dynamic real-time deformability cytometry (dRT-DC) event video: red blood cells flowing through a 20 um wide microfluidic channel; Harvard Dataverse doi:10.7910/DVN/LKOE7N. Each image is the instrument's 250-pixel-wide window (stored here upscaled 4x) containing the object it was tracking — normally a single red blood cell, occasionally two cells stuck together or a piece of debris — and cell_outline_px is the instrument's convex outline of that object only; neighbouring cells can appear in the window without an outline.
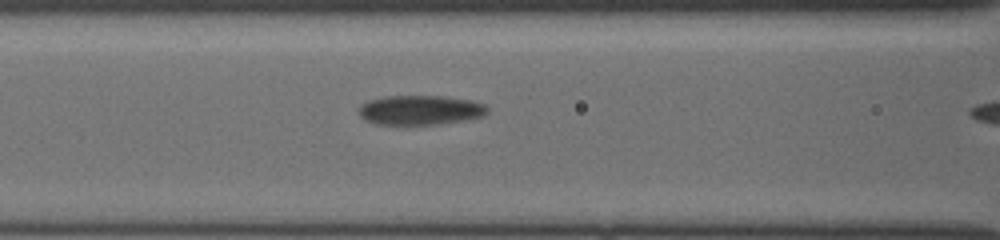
{"species": "common noctule bat (a hibernating species)", "species_latin": "Nyctalus noctula", "temperature_condition": "cold", "stored_images_in_passage": 26, "camera_frame_rate_fps": 3000, "um_per_image_px": 0.085, "animal": {"sex": "female", "body_mass_g": 19.5, "forearm_length_mm": 54.1}, "frame": {"image": 1, "passage_image": 3, "time_ms": 0.667, "image_size_px": [1000, 240], "cell_outline_px": [[488, 112], [484, 116], [436, 124], [404, 128], [376, 124], [360, 116], [360, 104], [372, 100], [388, 96], [444, 96], [472, 100], [484, 104], [488, 108]], "centroid_in_image_um": [35.71, 9.39], "position_along_channel_um": 130.9, "area_um2": 22.66}}
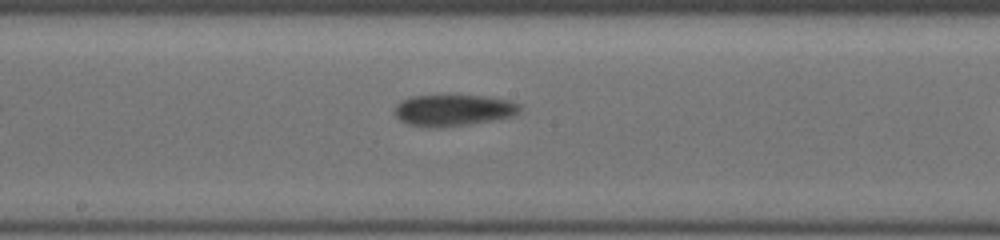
{"frame": {"image": 2, "passage_image": 10, "time_ms": 2.667, "image_size_px": [1000, 240], "cell_outline_px": [[520, 108], [516, 112], [508, 116], [468, 124], [440, 128], [420, 128], [408, 124], [400, 120], [396, 116], [396, 104], [412, 96], [484, 96], [508, 100], [520, 104]], "centroid_in_image_um": [38.45, 9.38], "position_along_channel_um": 209.7, "area_um2": 22.48}}
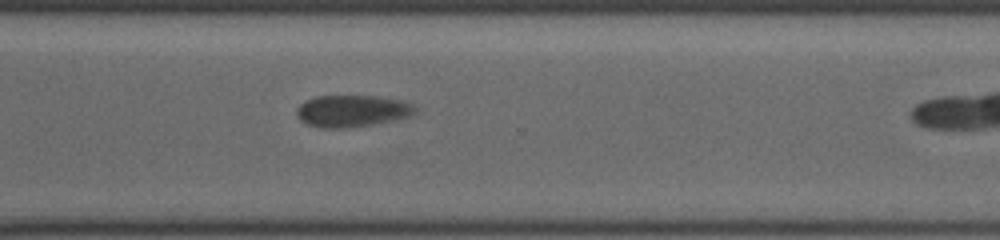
{"frame": {"image": 3, "passage_image": 22, "time_ms": 6.0, "image_size_px": [1000, 240], "cell_outline_px": [[416, 112], [408, 116], [352, 128], [320, 128], [308, 124], [300, 120], [296, 116], [296, 108], [304, 100], [316, 96], [380, 96], [400, 100], [412, 104], [416, 108]], "centroid_in_image_um": [29.86, 9.43], "position_along_channel_um": 340.7, "area_um2": 21.96}}